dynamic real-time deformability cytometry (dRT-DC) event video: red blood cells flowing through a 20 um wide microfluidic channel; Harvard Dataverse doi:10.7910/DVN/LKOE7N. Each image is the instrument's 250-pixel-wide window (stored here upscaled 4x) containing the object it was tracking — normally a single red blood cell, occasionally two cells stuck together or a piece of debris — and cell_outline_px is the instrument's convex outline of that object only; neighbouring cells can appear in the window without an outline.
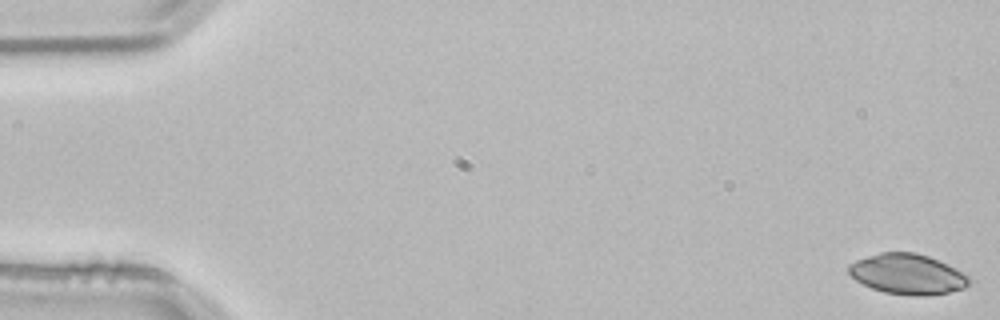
{"species": "common noctule bat (a hibernating species)", "species_latin": "Nyctalus noctula", "temperature_condition": "room temperature", "stored_images_in_passage": 5, "camera_frame_rate_fps": 3000, "um_per_image_px": 0.085, "animal": {"sex": "male", "body_mass_g": 21.5, "forearm_length_mm": 52.0}, "frame": {"image": 1, "passage_image": 1, "time_ms": 0.0, "image_size_px": [1000, 320], "cell_outline_px": [[972, 280], [964, 288], [948, 292], [928, 296], [916, 296], [884, 292], [872, 288], [856, 280], [848, 272], [848, 264], [856, 260], [880, 252], [916, 252], [928, 256], [968, 276]], "centroid_in_image_um": [77.11, 23.3], "position_along_channel_um": 7.9, "area_um2": 27.98}}